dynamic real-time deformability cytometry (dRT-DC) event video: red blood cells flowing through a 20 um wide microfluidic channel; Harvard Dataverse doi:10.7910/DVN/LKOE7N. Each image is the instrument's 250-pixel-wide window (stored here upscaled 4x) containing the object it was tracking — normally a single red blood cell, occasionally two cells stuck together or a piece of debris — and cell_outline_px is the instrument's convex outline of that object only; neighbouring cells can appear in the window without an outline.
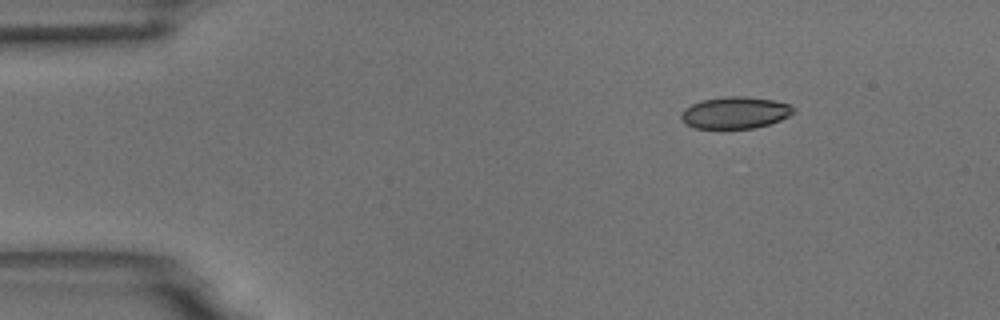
{"species": "common noctule bat (a hibernating species)", "species_latin": "Nyctalus noctula", "temperature_condition": "room temperature", "stored_images_in_passage": 3, "camera_frame_rate_fps": 3000, "um_per_image_px": 0.085, "animal": {"sex": "male", "body_mass_g": 18.8}, "frame": {"image": 1, "passage_image": 1, "time_ms": 0.0, "image_size_px": [1000, 320], "cell_outline_px": [[796, 112], [780, 120], [768, 124], [752, 128], [696, 128], [684, 124], [680, 116], [680, 112], [684, 108], [700, 100], [724, 96], [744, 96], [772, 100], [788, 104], [796, 108]], "centroid_in_image_um": [62.45, 9.57], "position_along_channel_um": 22.5, "area_um2": 20.92}}